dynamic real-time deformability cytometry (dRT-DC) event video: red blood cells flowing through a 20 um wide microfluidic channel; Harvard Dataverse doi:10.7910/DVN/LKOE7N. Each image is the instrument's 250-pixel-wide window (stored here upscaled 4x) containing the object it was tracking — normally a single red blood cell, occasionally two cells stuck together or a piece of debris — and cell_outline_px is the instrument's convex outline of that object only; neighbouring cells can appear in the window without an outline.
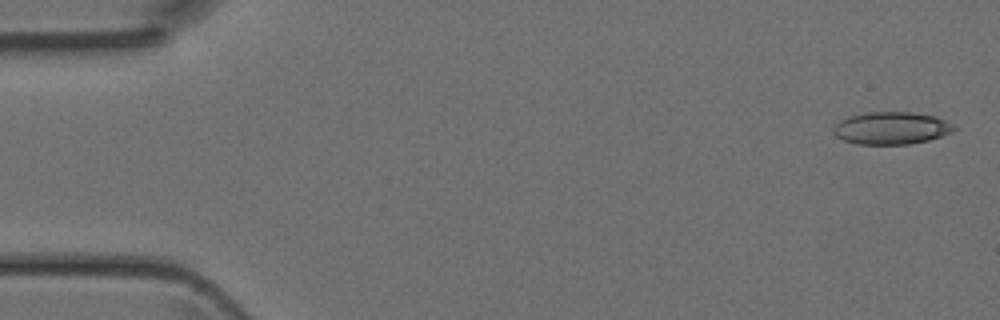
{"species": "Egyptian fruit bat (a non-hibernating species)", "species_latin": "Rousettus aegyptiacus", "temperature_condition": "room temperature", "stored_images_in_passage": 44, "camera_frame_rate_fps": 3000, "um_per_image_px": 0.085, "animal": {"sex": "female"}, "frame": {"image": 1, "passage_image": 1, "time_ms": 0.0, "image_size_px": [1000, 320], "cell_outline_px": [[960, 128], [952, 132], [928, 140], [908, 144], [856, 144], [844, 140], [836, 136], [832, 132], [832, 128], [840, 120], [848, 116], [868, 112], [912, 112], [936, 116]], "centroid_in_image_um": [75.76, 10.88], "position_along_channel_um": 9.2, "area_um2": 22.89}}
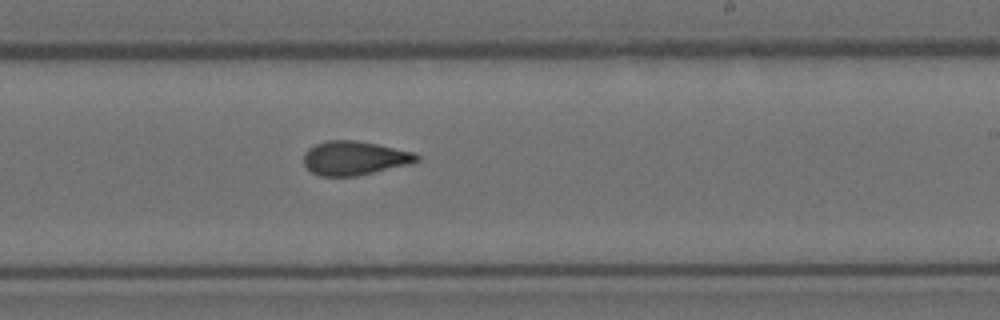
{"frame": {"image": 2, "passage_image": 26, "time_ms": 8.333, "image_size_px": [1000, 320], "cell_outline_px": [[420, 160], [408, 164], [356, 176], [320, 176], [312, 172], [304, 164], [304, 152], [308, 148], [316, 144], [328, 140], [356, 140], [376, 144], [412, 152], [420, 156]], "centroid_in_image_um": [30.1, 13.43], "position_along_channel_um": 258.9, "area_um2": 22.14}}
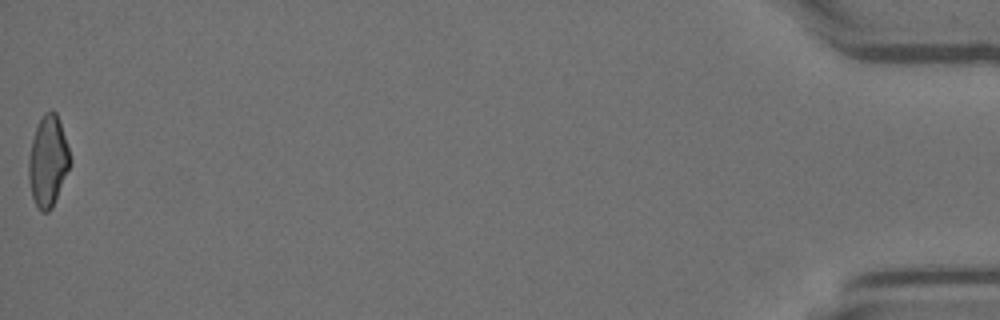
{"frame": {"image": 3, "passage_image": 44, "time_ms": 14.333, "image_size_px": [1000, 320], "cell_outline_px": [[72, 160], [52, 208], [48, 212], [40, 212], [32, 196], [28, 180], [28, 160], [32, 140], [36, 128], [44, 112], [52, 108], [56, 112]], "centroid_in_image_um": [4.06, 13.7], "position_along_channel_um": 431.1, "area_um2": 21.73}}